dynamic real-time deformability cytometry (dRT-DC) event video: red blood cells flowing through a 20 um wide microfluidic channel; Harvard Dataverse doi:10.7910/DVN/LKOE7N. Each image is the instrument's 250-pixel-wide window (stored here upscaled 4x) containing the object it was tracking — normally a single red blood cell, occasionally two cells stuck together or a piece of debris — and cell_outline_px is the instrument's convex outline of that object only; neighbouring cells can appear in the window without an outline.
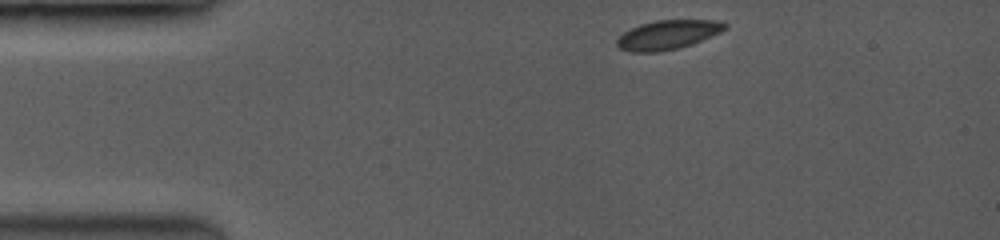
{"species": "common noctule bat (a hibernating species)", "species_latin": "Nyctalus noctula", "temperature_condition": "room temperature", "stored_images_in_passage": 35, "camera_frame_rate_fps": 3500, "um_per_image_px": 0.085, "animal": {"sex": "female", "body_mass_g": 19.0, "forearm_length_mm": 53.3}, "frame": {"image": 1, "passage_image": 1, "time_ms": 0.0, "image_size_px": [1000, 240], "cell_outline_px": [[728, 24], [720, 32], [700, 40], [676, 48], [656, 52], [632, 52], [620, 48], [616, 44], [616, 40], [624, 32], [640, 24], [656, 20], [716, 20]], "centroid_in_image_um": [56.72, 2.94], "position_along_channel_um": 28.3, "area_um2": 17.92}}
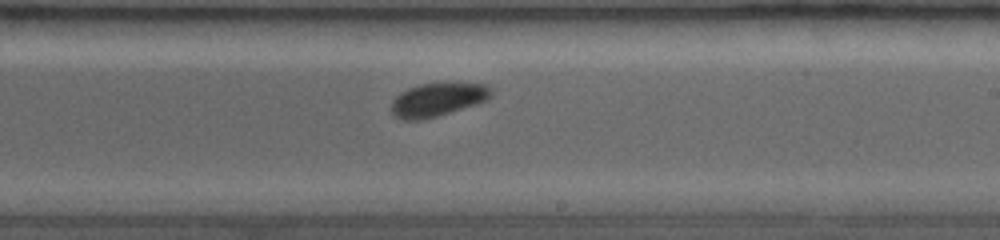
{"frame": {"image": 2, "passage_image": 18, "time_ms": 6.857, "image_size_px": [1000, 240], "cell_outline_px": [[492, 92], [484, 100], [436, 116], [420, 120], [400, 120], [392, 112], [392, 100], [400, 92], [408, 88], [420, 84], [452, 80], [488, 84]], "centroid_in_image_um": [37.17, 8.4], "position_along_channel_um": 251.8, "area_um2": 19.65}}
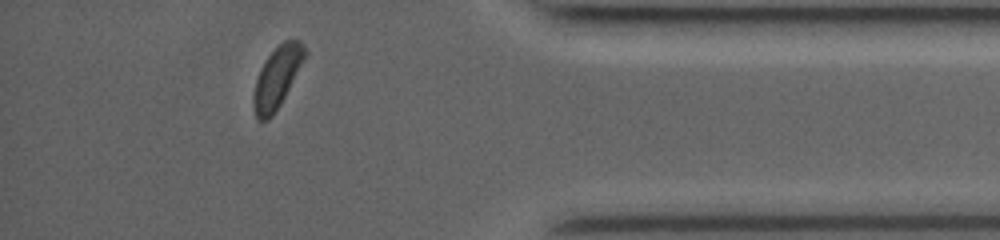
{"frame": {"image": 3, "passage_image": 29, "time_ms": 11.143, "image_size_px": [1000, 240], "cell_outline_px": [[308, 52], [304, 60], [280, 104], [272, 116], [268, 120], [256, 120], [252, 104], [252, 96], [256, 80], [260, 68], [268, 56], [284, 40], [300, 40]], "centroid_in_image_um": [23.53, 6.59], "position_along_channel_um": 411.7, "area_um2": 18.15}, "authors_computed_cell_mechanics": {"area_um2": 18.5538, "velocity_mm_per_s": 4.1276, "shape_relaxation_time_tau1_ms": 1.7294, "shape_relaxation_time_tau2_ms": null, "deformation_change_tau1": 0.0857, "deformation_change_tau2": null}}